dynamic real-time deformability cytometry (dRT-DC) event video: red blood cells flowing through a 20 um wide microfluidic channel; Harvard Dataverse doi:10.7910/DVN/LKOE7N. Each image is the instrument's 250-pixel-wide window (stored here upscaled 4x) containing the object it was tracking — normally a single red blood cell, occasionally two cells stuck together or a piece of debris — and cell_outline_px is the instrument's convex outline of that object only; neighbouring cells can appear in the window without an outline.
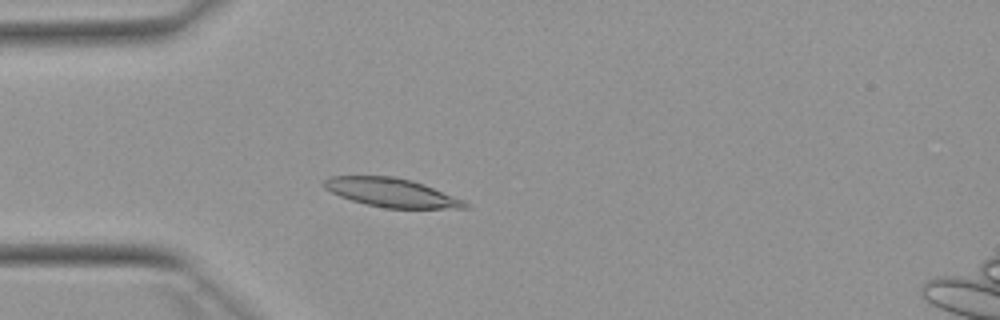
{"species": "Egyptian fruit bat (a non-hibernating species)", "species_latin": "Rousettus aegyptiacus", "temperature_condition": "warm", "stored_images_in_passage": 20, "camera_frame_rate_fps": 3000, "um_per_image_px": 0.085, "animal": {"sex": "female"}, "frame": {"image": 1, "passage_image": 14, "time_ms": 4.333, "image_size_px": [1000, 320], "cell_outline_px": [[468, 208], [384, 208], [364, 204], [340, 196], [324, 188], [320, 184], [328, 176], [392, 176], [412, 180], [424, 184], [464, 200], [468, 204]], "centroid_in_image_um": [33.24, 16.36], "position_along_channel_um": 51.8, "area_um2": 23.64}}
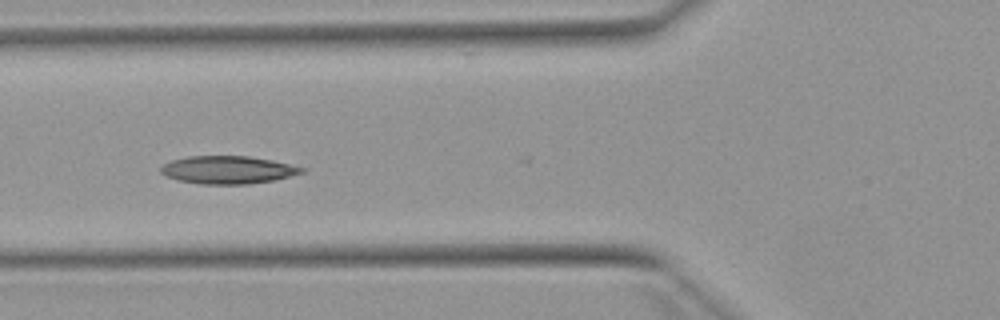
{"frame": {"image": 2, "passage_image": 19, "time_ms": 6.0, "image_size_px": [1000, 320], "cell_outline_px": [[308, 168], [304, 172], [276, 180], [248, 184], [200, 184], [180, 180], [164, 176], [160, 172], [160, 168], [164, 164], [172, 160], [188, 156], [248, 156], [272, 160]], "centroid_in_image_um": [19.39, 14.44], "position_along_channel_um": 106.4, "area_um2": 22.95}}